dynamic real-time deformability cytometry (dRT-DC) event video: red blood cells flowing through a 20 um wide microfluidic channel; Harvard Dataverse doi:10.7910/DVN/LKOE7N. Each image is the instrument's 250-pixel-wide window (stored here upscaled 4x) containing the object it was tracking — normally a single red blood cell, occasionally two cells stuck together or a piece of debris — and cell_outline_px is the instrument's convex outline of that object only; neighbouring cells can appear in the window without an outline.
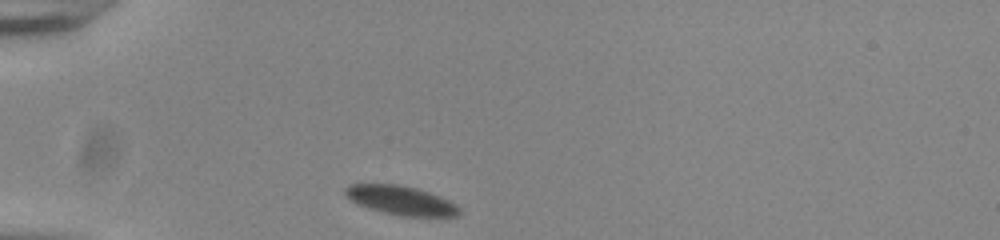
{"species": "common noctule bat (a hibernating species)", "species_latin": "Nyctalus noctula", "temperature_condition": "room temperature", "stored_images_in_passage": 33, "camera_frame_rate_fps": 3000, "um_per_image_px": 0.085, "animal": {"sex": "male", "body_mass_g": 20.0, "forearm_length_mm": 53.3}, "frame": {"image": 1, "passage_image": 1, "time_ms": 0.0, "image_size_px": [1000, 240], "cell_outline_px": [[460, 212], [456, 216], [400, 216], [368, 208], [356, 204], [344, 196], [344, 188], [348, 184], [396, 184], [416, 188], [428, 192], [448, 200], [456, 204], [460, 208]], "centroid_in_image_um": [34.01, 17.02], "position_along_channel_um": 51.0, "area_um2": 19.31}}
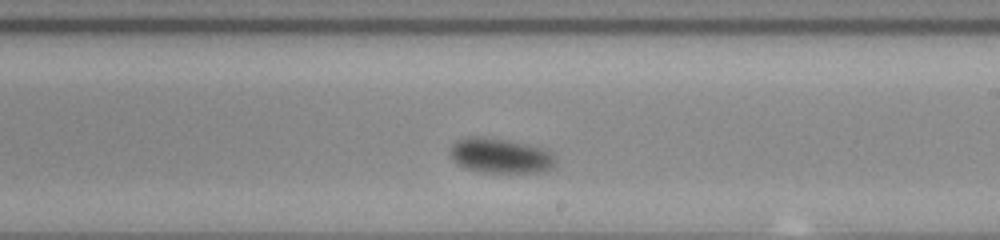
{"frame": {"image": 2, "passage_image": 19, "time_ms": 6.0, "image_size_px": [1000, 240], "cell_outline_px": [[556, 164], [548, 172], [480, 172], [464, 168], [456, 164], [448, 156], [448, 148], [456, 140], [468, 136], [480, 136], [508, 140], [544, 148], [552, 152], [556, 160]], "centroid_in_image_um": [42.49, 13.23], "position_along_channel_um": 246.5, "area_um2": 22.08}}
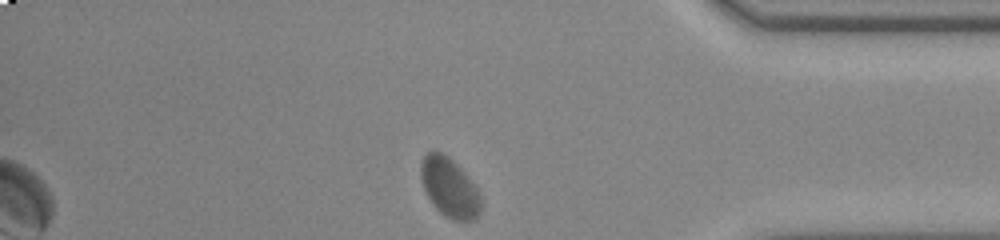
{"frame": {"image": 3, "passage_image": 33, "time_ms": 10.667, "image_size_px": [1000, 240], "cell_outline_px": [[480, 212], [476, 220], [452, 220], [440, 212], [432, 204], [424, 188], [420, 176], [420, 164], [424, 156], [432, 148], [448, 156], [468, 176], [476, 188], [480, 196]], "centroid_in_image_um": [38.19, 15.92], "position_along_channel_um": 397.0, "area_um2": 20.69}, "authors_computed_cell_mechanics": {"area_um2": 20.9814, "velocity_mm_per_s": 3.6665, "shape_relaxation_time_tau1_ms": 1.7161, "shape_relaxation_time_tau2_ms": null, "deformation_change_tau1": 0.0646, "deformation_change_tau2": null}}